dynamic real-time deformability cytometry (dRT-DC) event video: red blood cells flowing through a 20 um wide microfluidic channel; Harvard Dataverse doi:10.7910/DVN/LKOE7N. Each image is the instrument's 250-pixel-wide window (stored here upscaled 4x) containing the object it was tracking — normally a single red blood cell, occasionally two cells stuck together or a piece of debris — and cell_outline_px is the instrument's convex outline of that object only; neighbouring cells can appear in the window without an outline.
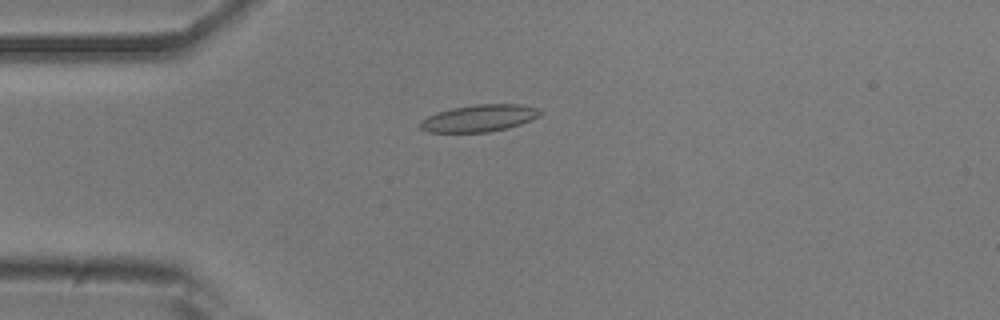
{"species": "common noctule bat (a hibernating species)", "species_latin": "Nyctalus noctula", "temperature_condition": "room temperature", "stored_images_in_passage": 30, "camera_frame_rate_fps": 3000, "um_per_image_px": 0.085, "animal": {"sex": "male", "body_mass_g": 20.5, "forearm_length_mm": 52.5}, "frame": {"image": 1, "passage_image": 13, "time_ms": 4.0, "image_size_px": [1000, 320], "cell_outline_px": [[544, 112], [540, 116], [520, 124], [508, 128], [488, 132], [428, 132], [420, 128], [420, 120], [436, 112], [452, 108], [476, 104], [520, 104], [536, 108]], "centroid_in_image_um": [40.73, 10.04], "position_along_channel_um": 44.3, "area_um2": 18.9}}
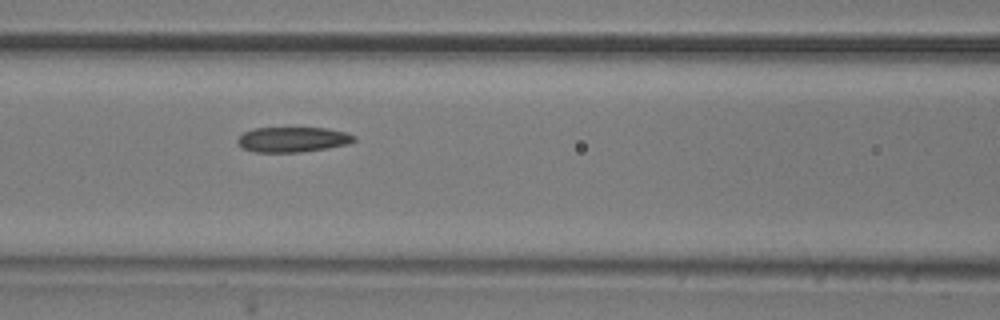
{"frame": {"image": 2, "passage_image": 22, "time_ms": 7.0, "image_size_px": [1000, 320], "cell_outline_px": [[356, 140], [348, 144], [328, 148], [300, 152], [256, 152], [244, 148], [236, 140], [244, 132], [252, 128], [328, 128], [344, 132], [356, 136]], "centroid_in_image_um": [24.91, 11.85], "position_along_channel_um": 141.7, "area_um2": 16.99}}
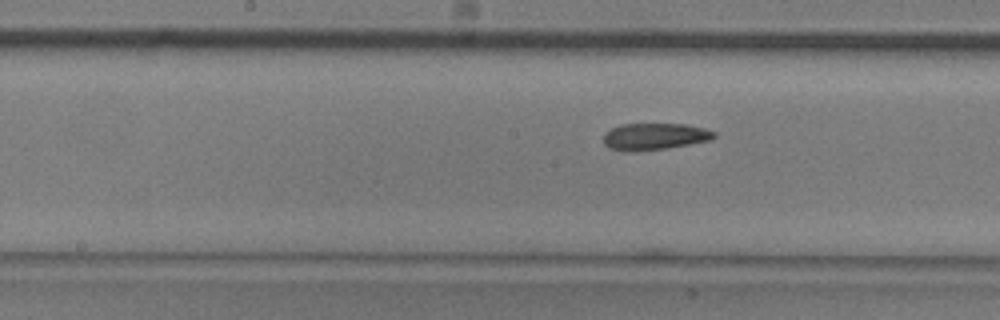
{"frame": {"image": 3, "passage_image": 26, "time_ms": 8.333, "image_size_px": [1000, 320], "cell_outline_px": [[716, 136], [712, 140], [664, 148], [632, 152], [608, 148], [604, 144], [604, 132], [620, 124], [684, 124], [704, 128], [716, 132]], "centroid_in_image_um": [55.62, 11.6], "position_along_channel_um": 192.6, "area_um2": 17.22}}